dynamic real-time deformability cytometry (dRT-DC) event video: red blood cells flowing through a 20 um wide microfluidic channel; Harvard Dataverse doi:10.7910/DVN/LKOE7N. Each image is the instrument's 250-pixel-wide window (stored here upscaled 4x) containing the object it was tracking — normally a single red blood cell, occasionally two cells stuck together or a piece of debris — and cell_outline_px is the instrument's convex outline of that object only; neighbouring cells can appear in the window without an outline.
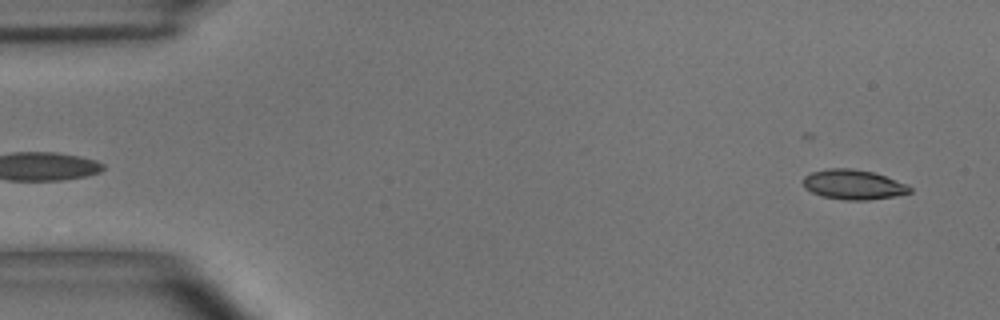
{"species": "common noctule bat (a hibernating species)", "species_latin": "Nyctalus noctula", "temperature_condition": "room temperature", "stored_images_in_passage": 4, "segment_of_instrument_passage": [2, 2], "camera_frame_rate_fps": 3000, "um_per_image_px": 0.085, "animal": {"sex": "male", "body_mass_g": 15.6}, "frame": {"image": 1, "passage_image": 4, "time_ms": 3.667, "image_size_px": [1000, 320], "cell_outline_px": [[912, 192], [892, 196], [868, 200], [844, 200], [820, 196], [804, 188], [804, 176], [812, 172], [828, 168], [848, 168], [872, 172], [908, 184], [912, 188]], "centroid_in_image_um": [72.52, 15.69], "position_along_channel_um": 12.5, "area_um2": 18.44}}